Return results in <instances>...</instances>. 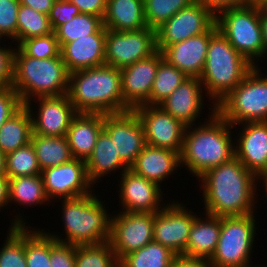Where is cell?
<instances>
[{
  "label": "cell",
  "mask_w": 267,
  "mask_h": 267,
  "mask_svg": "<svg viewBox=\"0 0 267 267\" xmlns=\"http://www.w3.org/2000/svg\"><path fill=\"white\" fill-rule=\"evenodd\" d=\"M262 12L267 15V1L260 6Z\"/></svg>",
  "instance_id": "cell-56"
},
{
  "label": "cell",
  "mask_w": 267,
  "mask_h": 267,
  "mask_svg": "<svg viewBox=\"0 0 267 267\" xmlns=\"http://www.w3.org/2000/svg\"><path fill=\"white\" fill-rule=\"evenodd\" d=\"M218 31L252 65L264 58V43L261 28V8L242 5L227 8L215 15Z\"/></svg>",
  "instance_id": "cell-7"
},
{
  "label": "cell",
  "mask_w": 267,
  "mask_h": 267,
  "mask_svg": "<svg viewBox=\"0 0 267 267\" xmlns=\"http://www.w3.org/2000/svg\"><path fill=\"white\" fill-rule=\"evenodd\" d=\"M106 32L102 26L96 33L61 47L60 54L69 73L105 65Z\"/></svg>",
  "instance_id": "cell-23"
},
{
  "label": "cell",
  "mask_w": 267,
  "mask_h": 267,
  "mask_svg": "<svg viewBox=\"0 0 267 267\" xmlns=\"http://www.w3.org/2000/svg\"><path fill=\"white\" fill-rule=\"evenodd\" d=\"M41 175L50 201L75 198L94 191L88 179L85 161L81 159L73 158L69 162L44 169Z\"/></svg>",
  "instance_id": "cell-15"
},
{
  "label": "cell",
  "mask_w": 267,
  "mask_h": 267,
  "mask_svg": "<svg viewBox=\"0 0 267 267\" xmlns=\"http://www.w3.org/2000/svg\"><path fill=\"white\" fill-rule=\"evenodd\" d=\"M17 215V216H16ZM0 249V267H27L25 256V224L24 215L16 214Z\"/></svg>",
  "instance_id": "cell-31"
},
{
  "label": "cell",
  "mask_w": 267,
  "mask_h": 267,
  "mask_svg": "<svg viewBox=\"0 0 267 267\" xmlns=\"http://www.w3.org/2000/svg\"><path fill=\"white\" fill-rule=\"evenodd\" d=\"M267 0H247L248 5L258 6L260 7L264 4Z\"/></svg>",
  "instance_id": "cell-54"
},
{
  "label": "cell",
  "mask_w": 267,
  "mask_h": 267,
  "mask_svg": "<svg viewBox=\"0 0 267 267\" xmlns=\"http://www.w3.org/2000/svg\"><path fill=\"white\" fill-rule=\"evenodd\" d=\"M89 181L94 185L112 171L121 170L120 173L129 170V167L121 160L119 153L110 136L102 130L97 137L94 150L85 161Z\"/></svg>",
  "instance_id": "cell-27"
},
{
  "label": "cell",
  "mask_w": 267,
  "mask_h": 267,
  "mask_svg": "<svg viewBox=\"0 0 267 267\" xmlns=\"http://www.w3.org/2000/svg\"><path fill=\"white\" fill-rule=\"evenodd\" d=\"M256 213L221 217V232L216 250L209 260L212 267H238L250 264L255 246Z\"/></svg>",
  "instance_id": "cell-9"
},
{
  "label": "cell",
  "mask_w": 267,
  "mask_h": 267,
  "mask_svg": "<svg viewBox=\"0 0 267 267\" xmlns=\"http://www.w3.org/2000/svg\"><path fill=\"white\" fill-rule=\"evenodd\" d=\"M261 73L260 67L255 66L216 105V112L234 129L245 122L267 121V75Z\"/></svg>",
  "instance_id": "cell-8"
},
{
  "label": "cell",
  "mask_w": 267,
  "mask_h": 267,
  "mask_svg": "<svg viewBox=\"0 0 267 267\" xmlns=\"http://www.w3.org/2000/svg\"><path fill=\"white\" fill-rule=\"evenodd\" d=\"M32 119L23 105L0 127V151L5 155L31 142Z\"/></svg>",
  "instance_id": "cell-29"
},
{
  "label": "cell",
  "mask_w": 267,
  "mask_h": 267,
  "mask_svg": "<svg viewBox=\"0 0 267 267\" xmlns=\"http://www.w3.org/2000/svg\"><path fill=\"white\" fill-rule=\"evenodd\" d=\"M211 107L204 124L186 127L180 153L181 166L197 178L235 157L234 128L216 112L215 104Z\"/></svg>",
  "instance_id": "cell-2"
},
{
  "label": "cell",
  "mask_w": 267,
  "mask_h": 267,
  "mask_svg": "<svg viewBox=\"0 0 267 267\" xmlns=\"http://www.w3.org/2000/svg\"><path fill=\"white\" fill-rule=\"evenodd\" d=\"M214 23L215 14L196 0L156 29L157 50L205 33Z\"/></svg>",
  "instance_id": "cell-12"
},
{
  "label": "cell",
  "mask_w": 267,
  "mask_h": 267,
  "mask_svg": "<svg viewBox=\"0 0 267 267\" xmlns=\"http://www.w3.org/2000/svg\"><path fill=\"white\" fill-rule=\"evenodd\" d=\"M238 267H265V266H263V265H261V266H253V265L250 263V264H248V265L238 266Z\"/></svg>",
  "instance_id": "cell-57"
},
{
  "label": "cell",
  "mask_w": 267,
  "mask_h": 267,
  "mask_svg": "<svg viewBox=\"0 0 267 267\" xmlns=\"http://www.w3.org/2000/svg\"><path fill=\"white\" fill-rule=\"evenodd\" d=\"M81 12L69 0H56L48 14L52 29L55 31L60 25L67 23Z\"/></svg>",
  "instance_id": "cell-44"
},
{
  "label": "cell",
  "mask_w": 267,
  "mask_h": 267,
  "mask_svg": "<svg viewBox=\"0 0 267 267\" xmlns=\"http://www.w3.org/2000/svg\"><path fill=\"white\" fill-rule=\"evenodd\" d=\"M54 32L48 15L37 12L31 7L21 5L17 14V43L23 40L48 35Z\"/></svg>",
  "instance_id": "cell-35"
},
{
  "label": "cell",
  "mask_w": 267,
  "mask_h": 267,
  "mask_svg": "<svg viewBox=\"0 0 267 267\" xmlns=\"http://www.w3.org/2000/svg\"><path fill=\"white\" fill-rule=\"evenodd\" d=\"M215 15L227 8L238 7L247 4V0H199Z\"/></svg>",
  "instance_id": "cell-48"
},
{
  "label": "cell",
  "mask_w": 267,
  "mask_h": 267,
  "mask_svg": "<svg viewBox=\"0 0 267 267\" xmlns=\"http://www.w3.org/2000/svg\"><path fill=\"white\" fill-rule=\"evenodd\" d=\"M203 90L199 77H188L158 106L186 127L194 126L204 109Z\"/></svg>",
  "instance_id": "cell-22"
},
{
  "label": "cell",
  "mask_w": 267,
  "mask_h": 267,
  "mask_svg": "<svg viewBox=\"0 0 267 267\" xmlns=\"http://www.w3.org/2000/svg\"><path fill=\"white\" fill-rule=\"evenodd\" d=\"M196 0H144V16L149 28L156 30L178 11Z\"/></svg>",
  "instance_id": "cell-40"
},
{
  "label": "cell",
  "mask_w": 267,
  "mask_h": 267,
  "mask_svg": "<svg viewBox=\"0 0 267 267\" xmlns=\"http://www.w3.org/2000/svg\"><path fill=\"white\" fill-rule=\"evenodd\" d=\"M254 67L217 31L210 38L200 76L206 98L212 100L211 104L217 105Z\"/></svg>",
  "instance_id": "cell-6"
},
{
  "label": "cell",
  "mask_w": 267,
  "mask_h": 267,
  "mask_svg": "<svg viewBox=\"0 0 267 267\" xmlns=\"http://www.w3.org/2000/svg\"><path fill=\"white\" fill-rule=\"evenodd\" d=\"M160 64V51L120 69L124 103L131 109L149 105L157 69Z\"/></svg>",
  "instance_id": "cell-19"
},
{
  "label": "cell",
  "mask_w": 267,
  "mask_h": 267,
  "mask_svg": "<svg viewBox=\"0 0 267 267\" xmlns=\"http://www.w3.org/2000/svg\"><path fill=\"white\" fill-rule=\"evenodd\" d=\"M5 157L6 155L0 151V176L6 175Z\"/></svg>",
  "instance_id": "cell-53"
},
{
  "label": "cell",
  "mask_w": 267,
  "mask_h": 267,
  "mask_svg": "<svg viewBox=\"0 0 267 267\" xmlns=\"http://www.w3.org/2000/svg\"><path fill=\"white\" fill-rule=\"evenodd\" d=\"M33 207L51 202L44 189L42 175L9 178V204Z\"/></svg>",
  "instance_id": "cell-32"
},
{
  "label": "cell",
  "mask_w": 267,
  "mask_h": 267,
  "mask_svg": "<svg viewBox=\"0 0 267 267\" xmlns=\"http://www.w3.org/2000/svg\"><path fill=\"white\" fill-rule=\"evenodd\" d=\"M19 0H0V39L17 42V14ZM4 37V38H2Z\"/></svg>",
  "instance_id": "cell-42"
},
{
  "label": "cell",
  "mask_w": 267,
  "mask_h": 267,
  "mask_svg": "<svg viewBox=\"0 0 267 267\" xmlns=\"http://www.w3.org/2000/svg\"><path fill=\"white\" fill-rule=\"evenodd\" d=\"M175 256L169 248L152 241L125 255L119 261V267H172Z\"/></svg>",
  "instance_id": "cell-33"
},
{
  "label": "cell",
  "mask_w": 267,
  "mask_h": 267,
  "mask_svg": "<svg viewBox=\"0 0 267 267\" xmlns=\"http://www.w3.org/2000/svg\"><path fill=\"white\" fill-rule=\"evenodd\" d=\"M187 78L184 72L163 59L160 52V64L150 93L149 105H159Z\"/></svg>",
  "instance_id": "cell-34"
},
{
  "label": "cell",
  "mask_w": 267,
  "mask_h": 267,
  "mask_svg": "<svg viewBox=\"0 0 267 267\" xmlns=\"http://www.w3.org/2000/svg\"><path fill=\"white\" fill-rule=\"evenodd\" d=\"M103 130L110 136L121 160L130 167L144 149L143 126L133 110L104 114Z\"/></svg>",
  "instance_id": "cell-17"
},
{
  "label": "cell",
  "mask_w": 267,
  "mask_h": 267,
  "mask_svg": "<svg viewBox=\"0 0 267 267\" xmlns=\"http://www.w3.org/2000/svg\"><path fill=\"white\" fill-rule=\"evenodd\" d=\"M104 114L77 113L70 123L66 138L74 158L86 161L103 130Z\"/></svg>",
  "instance_id": "cell-25"
},
{
  "label": "cell",
  "mask_w": 267,
  "mask_h": 267,
  "mask_svg": "<svg viewBox=\"0 0 267 267\" xmlns=\"http://www.w3.org/2000/svg\"><path fill=\"white\" fill-rule=\"evenodd\" d=\"M196 213L185 204L173 200L154 213L153 241L169 248L176 255H184Z\"/></svg>",
  "instance_id": "cell-13"
},
{
  "label": "cell",
  "mask_w": 267,
  "mask_h": 267,
  "mask_svg": "<svg viewBox=\"0 0 267 267\" xmlns=\"http://www.w3.org/2000/svg\"><path fill=\"white\" fill-rule=\"evenodd\" d=\"M31 143L41 171L74 158L66 136L50 137L32 133Z\"/></svg>",
  "instance_id": "cell-30"
},
{
  "label": "cell",
  "mask_w": 267,
  "mask_h": 267,
  "mask_svg": "<svg viewBox=\"0 0 267 267\" xmlns=\"http://www.w3.org/2000/svg\"><path fill=\"white\" fill-rule=\"evenodd\" d=\"M9 205V178L7 175L0 176V211Z\"/></svg>",
  "instance_id": "cell-51"
},
{
  "label": "cell",
  "mask_w": 267,
  "mask_h": 267,
  "mask_svg": "<svg viewBox=\"0 0 267 267\" xmlns=\"http://www.w3.org/2000/svg\"><path fill=\"white\" fill-rule=\"evenodd\" d=\"M259 180L263 181V187L265 188L264 190H265V192L267 194V174L259 177Z\"/></svg>",
  "instance_id": "cell-55"
},
{
  "label": "cell",
  "mask_w": 267,
  "mask_h": 267,
  "mask_svg": "<svg viewBox=\"0 0 267 267\" xmlns=\"http://www.w3.org/2000/svg\"><path fill=\"white\" fill-rule=\"evenodd\" d=\"M69 74L61 55L36 59L27 56L18 46L15 47L11 86L23 105L33 98L67 94Z\"/></svg>",
  "instance_id": "cell-5"
},
{
  "label": "cell",
  "mask_w": 267,
  "mask_h": 267,
  "mask_svg": "<svg viewBox=\"0 0 267 267\" xmlns=\"http://www.w3.org/2000/svg\"><path fill=\"white\" fill-rule=\"evenodd\" d=\"M25 226V256L27 267H51L50 236L45 229Z\"/></svg>",
  "instance_id": "cell-37"
},
{
  "label": "cell",
  "mask_w": 267,
  "mask_h": 267,
  "mask_svg": "<svg viewBox=\"0 0 267 267\" xmlns=\"http://www.w3.org/2000/svg\"><path fill=\"white\" fill-rule=\"evenodd\" d=\"M181 168L180 154L170 149L146 144L129 169L138 176L155 182L162 187L176 170Z\"/></svg>",
  "instance_id": "cell-24"
},
{
  "label": "cell",
  "mask_w": 267,
  "mask_h": 267,
  "mask_svg": "<svg viewBox=\"0 0 267 267\" xmlns=\"http://www.w3.org/2000/svg\"><path fill=\"white\" fill-rule=\"evenodd\" d=\"M67 94L77 113L115 114L131 110L123 101L121 71L113 66L71 72Z\"/></svg>",
  "instance_id": "cell-3"
},
{
  "label": "cell",
  "mask_w": 267,
  "mask_h": 267,
  "mask_svg": "<svg viewBox=\"0 0 267 267\" xmlns=\"http://www.w3.org/2000/svg\"><path fill=\"white\" fill-rule=\"evenodd\" d=\"M76 267H119L109 242L97 245H76Z\"/></svg>",
  "instance_id": "cell-39"
},
{
  "label": "cell",
  "mask_w": 267,
  "mask_h": 267,
  "mask_svg": "<svg viewBox=\"0 0 267 267\" xmlns=\"http://www.w3.org/2000/svg\"><path fill=\"white\" fill-rule=\"evenodd\" d=\"M237 134L235 157L258 178L267 174V121L245 122Z\"/></svg>",
  "instance_id": "cell-21"
},
{
  "label": "cell",
  "mask_w": 267,
  "mask_h": 267,
  "mask_svg": "<svg viewBox=\"0 0 267 267\" xmlns=\"http://www.w3.org/2000/svg\"><path fill=\"white\" fill-rule=\"evenodd\" d=\"M204 214L206 217L203 219L196 215L184 256L210 260L216 250L221 232V217Z\"/></svg>",
  "instance_id": "cell-26"
},
{
  "label": "cell",
  "mask_w": 267,
  "mask_h": 267,
  "mask_svg": "<svg viewBox=\"0 0 267 267\" xmlns=\"http://www.w3.org/2000/svg\"><path fill=\"white\" fill-rule=\"evenodd\" d=\"M56 0H19L21 5L31 7L37 12L48 15Z\"/></svg>",
  "instance_id": "cell-50"
},
{
  "label": "cell",
  "mask_w": 267,
  "mask_h": 267,
  "mask_svg": "<svg viewBox=\"0 0 267 267\" xmlns=\"http://www.w3.org/2000/svg\"><path fill=\"white\" fill-rule=\"evenodd\" d=\"M154 213L121 212L112 216L109 243L120 261L153 241Z\"/></svg>",
  "instance_id": "cell-11"
},
{
  "label": "cell",
  "mask_w": 267,
  "mask_h": 267,
  "mask_svg": "<svg viewBox=\"0 0 267 267\" xmlns=\"http://www.w3.org/2000/svg\"><path fill=\"white\" fill-rule=\"evenodd\" d=\"M103 26V19L99 16L80 13L55 31L60 48L71 41L87 37L96 33Z\"/></svg>",
  "instance_id": "cell-36"
},
{
  "label": "cell",
  "mask_w": 267,
  "mask_h": 267,
  "mask_svg": "<svg viewBox=\"0 0 267 267\" xmlns=\"http://www.w3.org/2000/svg\"><path fill=\"white\" fill-rule=\"evenodd\" d=\"M18 47L29 57L48 59L59 57L61 48L54 32L23 40Z\"/></svg>",
  "instance_id": "cell-41"
},
{
  "label": "cell",
  "mask_w": 267,
  "mask_h": 267,
  "mask_svg": "<svg viewBox=\"0 0 267 267\" xmlns=\"http://www.w3.org/2000/svg\"><path fill=\"white\" fill-rule=\"evenodd\" d=\"M65 238L54 232H45L58 242L73 245H97L109 242L112 215L103 200L92 193L61 199ZM110 215V216H109Z\"/></svg>",
  "instance_id": "cell-4"
},
{
  "label": "cell",
  "mask_w": 267,
  "mask_h": 267,
  "mask_svg": "<svg viewBox=\"0 0 267 267\" xmlns=\"http://www.w3.org/2000/svg\"><path fill=\"white\" fill-rule=\"evenodd\" d=\"M103 26L113 31H136L148 27L144 0H107Z\"/></svg>",
  "instance_id": "cell-28"
},
{
  "label": "cell",
  "mask_w": 267,
  "mask_h": 267,
  "mask_svg": "<svg viewBox=\"0 0 267 267\" xmlns=\"http://www.w3.org/2000/svg\"><path fill=\"white\" fill-rule=\"evenodd\" d=\"M172 267H212L209 260L176 255Z\"/></svg>",
  "instance_id": "cell-49"
},
{
  "label": "cell",
  "mask_w": 267,
  "mask_h": 267,
  "mask_svg": "<svg viewBox=\"0 0 267 267\" xmlns=\"http://www.w3.org/2000/svg\"><path fill=\"white\" fill-rule=\"evenodd\" d=\"M261 28H262V38L264 43V59L267 57V15H265L261 10Z\"/></svg>",
  "instance_id": "cell-52"
},
{
  "label": "cell",
  "mask_w": 267,
  "mask_h": 267,
  "mask_svg": "<svg viewBox=\"0 0 267 267\" xmlns=\"http://www.w3.org/2000/svg\"><path fill=\"white\" fill-rule=\"evenodd\" d=\"M133 111L143 126L146 144L181 153L186 130L182 122L158 105H141Z\"/></svg>",
  "instance_id": "cell-14"
},
{
  "label": "cell",
  "mask_w": 267,
  "mask_h": 267,
  "mask_svg": "<svg viewBox=\"0 0 267 267\" xmlns=\"http://www.w3.org/2000/svg\"><path fill=\"white\" fill-rule=\"evenodd\" d=\"M119 203L123 212L157 213L165 205L161 186L138 176L130 169L121 173ZM164 204V205H162Z\"/></svg>",
  "instance_id": "cell-18"
},
{
  "label": "cell",
  "mask_w": 267,
  "mask_h": 267,
  "mask_svg": "<svg viewBox=\"0 0 267 267\" xmlns=\"http://www.w3.org/2000/svg\"><path fill=\"white\" fill-rule=\"evenodd\" d=\"M22 106L23 103L12 86L0 88V127Z\"/></svg>",
  "instance_id": "cell-45"
},
{
  "label": "cell",
  "mask_w": 267,
  "mask_h": 267,
  "mask_svg": "<svg viewBox=\"0 0 267 267\" xmlns=\"http://www.w3.org/2000/svg\"><path fill=\"white\" fill-rule=\"evenodd\" d=\"M218 31L214 23L205 33L193 36L160 52L163 59L184 72L188 77H199L203 73L210 38Z\"/></svg>",
  "instance_id": "cell-20"
},
{
  "label": "cell",
  "mask_w": 267,
  "mask_h": 267,
  "mask_svg": "<svg viewBox=\"0 0 267 267\" xmlns=\"http://www.w3.org/2000/svg\"><path fill=\"white\" fill-rule=\"evenodd\" d=\"M157 51L156 30L145 27L136 31L107 29L105 65L118 69L130 66Z\"/></svg>",
  "instance_id": "cell-10"
},
{
  "label": "cell",
  "mask_w": 267,
  "mask_h": 267,
  "mask_svg": "<svg viewBox=\"0 0 267 267\" xmlns=\"http://www.w3.org/2000/svg\"><path fill=\"white\" fill-rule=\"evenodd\" d=\"M79 8L81 13L99 16L103 19L107 0H69Z\"/></svg>",
  "instance_id": "cell-47"
},
{
  "label": "cell",
  "mask_w": 267,
  "mask_h": 267,
  "mask_svg": "<svg viewBox=\"0 0 267 267\" xmlns=\"http://www.w3.org/2000/svg\"><path fill=\"white\" fill-rule=\"evenodd\" d=\"M76 245L58 242L50 236L51 267H76Z\"/></svg>",
  "instance_id": "cell-43"
},
{
  "label": "cell",
  "mask_w": 267,
  "mask_h": 267,
  "mask_svg": "<svg viewBox=\"0 0 267 267\" xmlns=\"http://www.w3.org/2000/svg\"><path fill=\"white\" fill-rule=\"evenodd\" d=\"M198 179L201 181L205 213L232 217L248 215L257 210L255 203H258L256 189L259 178L236 157L210 168Z\"/></svg>",
  "instance_id": "cell-1"
},
{
  "label": "cell",
  "mask_w": 267,
  "mask_h": 267,
  "mask_svg": "<svg viewBox=\"0 0 267 267\" xmlns=\"http://www.w3.org/2000/svg\"><path fill=\"white\" fill-rule=\"evenodd\" d=\"M5 167L8 178L41 174L36 152L31 142L7 153Z\"/></svg>",
  "instance_id": "cell-38"
},
{
  "label": "cell",
  "mask_w": 267,
  "mask_h": 267,
  "mask_svg": "<svg viewBox=\"0 0 267 267\" xmlns=\"http://www.w3.org/2000/svg\"><path fill=\"white\" fill-rule=\"evenodd\" d=\"M3 42L0 39V43ZM0 45V88L9 87L13 81L14 52L12 46Z\"/></svg>",
  "instance_id": "cell-46"
},
{
  "label": "cell",
  "mask_w": 267,
  "mask_h": 267,
  "mask_svg": "<svg viewBox=\"0 0 267 267\" xmlns=\"http://www.w3.org/2000/svg\"><path fill=\"white\" fill-rule=\"evenodd\" d=\"M33 100L39 104L38 112H33ZM33 100L24 104L31 115L32 133L50 137L66 136L72 118L77 114L68 94L37 97Z\"/></svg>",
  "instance_id": "cell-16"
}]
</instances>
